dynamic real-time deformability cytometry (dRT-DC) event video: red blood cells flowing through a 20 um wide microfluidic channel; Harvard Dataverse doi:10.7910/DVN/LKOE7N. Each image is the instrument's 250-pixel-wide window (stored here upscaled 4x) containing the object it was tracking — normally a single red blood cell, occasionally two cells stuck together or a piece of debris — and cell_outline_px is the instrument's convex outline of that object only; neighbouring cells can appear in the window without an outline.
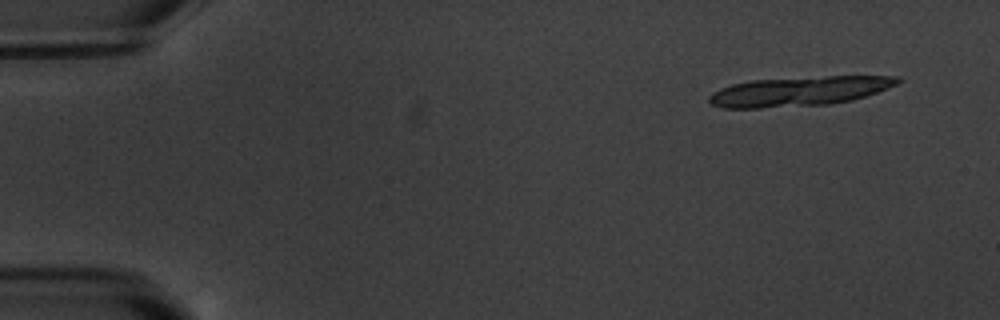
{"species": "common noctule bat (a hibernating species)", "species_latin": "Nyctalus noctula", "temperature_condition": "warm", "stored_images_in_passage": 6, "segment_of_instrument_passage": [2, 2], "camera_frame_rate_fps": 3000, "um_per_image_px": 0.085, "animal": {"sex": "male", "body_mass_g": 20.1, "forearm_length_mm": 53.5}, "frame": {"image": 1, "passage_image": 6, "time_ms": 6.667, "image_size_px": [1000, 320], "cell_outline_px": [[904, 80], [888, 88], [852, 100], [828, 104], [760, 108], [720, 108], [712, 104], [708, 100], [708, 96], [712, 92], [720, 88], [732, 84], [752, 80], [824, 76], [900, 76]], "centroid_in_image_um": [67.91, 7.75], "position_along_channel_um": 17.1, "area_um2": 32.43}}